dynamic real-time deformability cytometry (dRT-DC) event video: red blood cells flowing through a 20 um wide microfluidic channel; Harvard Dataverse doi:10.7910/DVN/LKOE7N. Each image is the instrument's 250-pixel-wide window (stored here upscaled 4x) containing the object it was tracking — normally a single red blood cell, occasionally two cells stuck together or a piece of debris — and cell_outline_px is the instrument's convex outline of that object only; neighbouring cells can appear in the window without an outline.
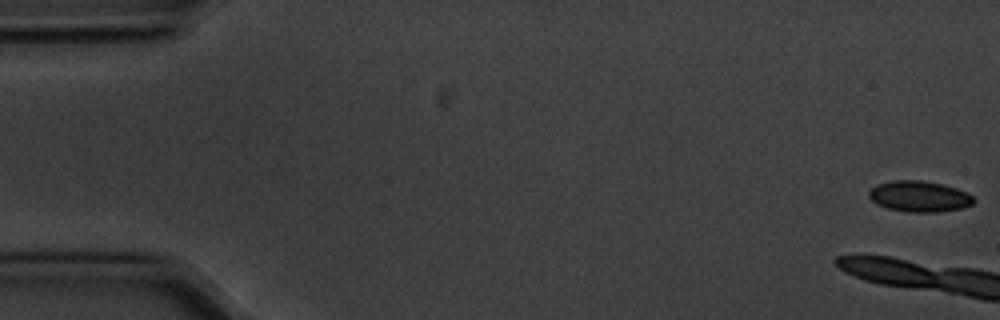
{"species": "common noctule bat (a hibernating species)", "species_latin": "Nyctalus noctula", "temperature_condition": "cold", "stored_images_in_passage": 14, "camera_frame_rate_fps": 3000, "um_per_image_px": 0.085, "animal": {"sex": "male", "body_mass_g": 20.1, "forearm_length_mm": 53.5}, "frame": {"image": 1, "passage_image": 1, "time_ms": 0.0, "image_size_px": [1000, 320], "cell_outline_px": [[976, 200], [972, 204], [964, 208], [936, 212], [908, 212], [888, 208], [876, 204], [868, 196], [868, 192], [876, 184], [892, 180], [924, 180], [944, 184], [956, 188], [972, 196]], "centroid_in_image_um": [78.13, 16.69], "position_along_channel_um": 6.9, "area_um2": 19.02}}